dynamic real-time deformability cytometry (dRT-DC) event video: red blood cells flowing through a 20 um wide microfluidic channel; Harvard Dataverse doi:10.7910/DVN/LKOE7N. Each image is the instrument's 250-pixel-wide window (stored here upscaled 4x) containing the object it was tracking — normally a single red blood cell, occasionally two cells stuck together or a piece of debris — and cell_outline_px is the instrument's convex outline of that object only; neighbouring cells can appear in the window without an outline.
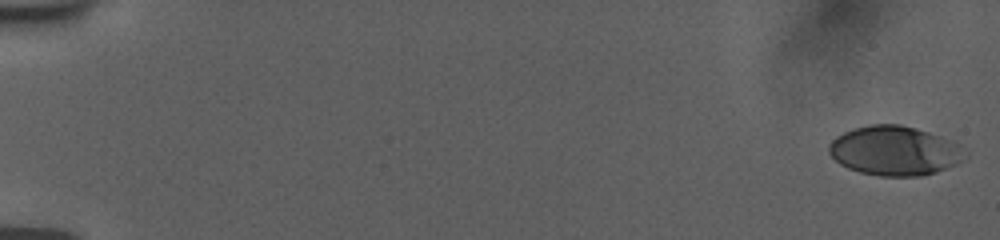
{"species": "human", "species_latin": "Homo sapiens", "temperature_condition": "room temperature", "stored_images_in_passage": 56, "camera_frame_rate_fps": 3000, "um_per_image_px": 0.085, "donor": {"sex": "female"}, "frame": {"image": 1, "passage_image": 1, "time_ms": 0.0, "image_size_px": [1000, 240], "cell_outline_px": [[968, 156], [956, 164], [936, 172], [920, 176], [880, 176], [860, 172], [848, 168], [840, 164], [828, 152], [828, 144], [836, 136], [844, 132], [868, 124], [900, 124], [916, 128], [952, 140], [960, 144], [968, 152]], "centroid_in_image_um": [76.07, 12.81], "position_along_channel_um": 8.9, "area_um2": 39.42}}
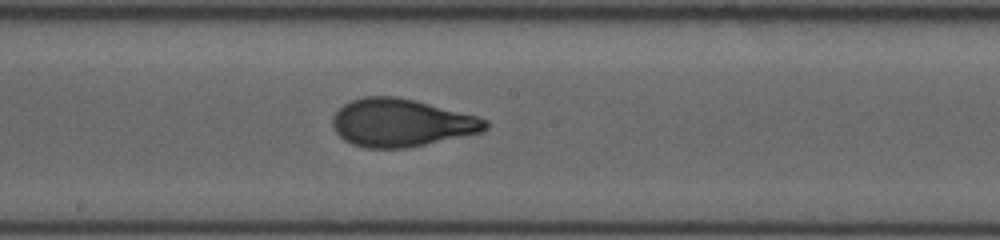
{"frame": {"image": 2, "passage_image": 32, "time_ms": 10.333, "image_size_px": [1000, 240], "cell_outline_px": [[488, 128], [480, 132], [424, 144], [404, 148], [364, 148], [352, 144], [344, 140], [336, 132], [332, 124], [332, 116], [344, 104], [352, 100], [364, 96], [396, 96], [416, 100], [476, 116], [488, 120]], "centroid_in_image_um": [34.07, 10.43], "position_along_channel_um": 214.1, "area_um2": 42.31}}
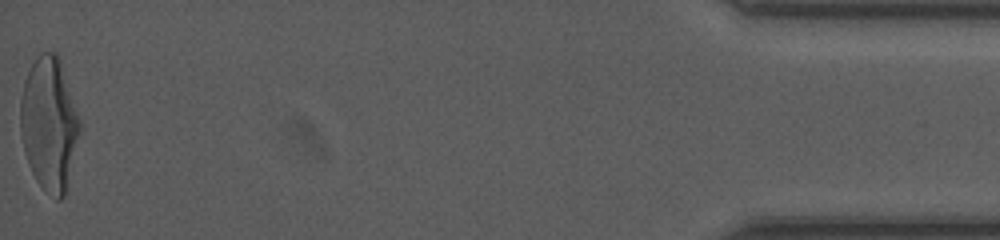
{"frame": {"image": 3, "passage_image": 56, "time_ms": 18.333, "image_size_px": [1000, 240], "cell_outline_px": [[80, 128], [64, 196], [60, 200], [56, 200], [36, 180], [28, 164], [24, 152], [20, 132], [20, 100], [24, 80], [32, 64], [40, 52], [56, 52], [60, 60], [80, 120]], "centroid_in_image_um": [4.15, 10.5], "position_along_channel_um": 431.1, "area_um2": 45.55}, "authors_computed_cell_mechanics": {"area_um2": 41.7316, "velocity_mm_per_s": 3.78, "shape_relaxation_time_tau1_ms": 4.3125, "shape_relaxation_time_tau2_ms": 0.7125, "deformation_change_tau1": 0.1952, "deformation_change_tau2": 0.0704}}